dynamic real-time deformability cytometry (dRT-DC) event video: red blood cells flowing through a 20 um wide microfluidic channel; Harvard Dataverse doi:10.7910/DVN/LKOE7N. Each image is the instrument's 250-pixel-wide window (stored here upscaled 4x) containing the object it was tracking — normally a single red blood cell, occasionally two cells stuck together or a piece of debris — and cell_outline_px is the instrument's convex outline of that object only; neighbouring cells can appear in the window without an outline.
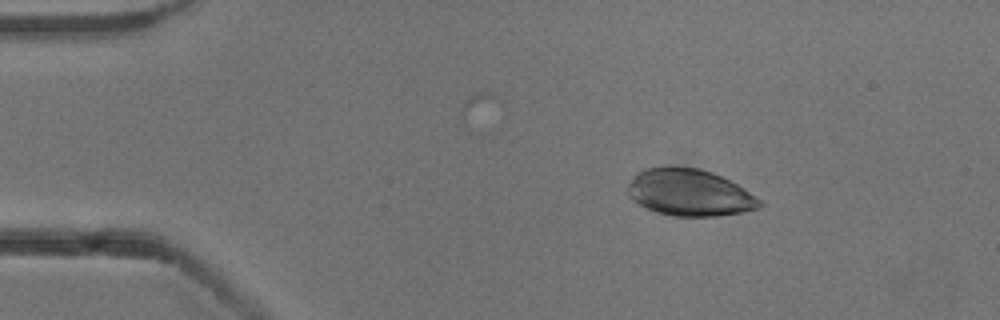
{"species": "common noctule bat (a hibernating species)", "species_latin": "Nyctalus noctula", "temperature_condition": "cold", "stored_images_in_passage": 5, "camera_frame_rate_fps": 3000, "um_per_image_px": 0.085, "animal": {"sex": "male", "body_mass_g": 13.3}, "frame": {"image": 1, "passage_image": 3, "time_ms": 2.0, "image_size_px": [1000, 320], "cell_outline_px": [[764, 204], [760, 208], [744, 212], [716, 216], [676, 216], [656, 212], [632, 200], [628, 196], [628, 184], [632, 176], [636, 172], [644, 168], [700, 168], [712, 172], [744, 188], [756, 196]], "centroid_in_image_um": [58.62, 16.39], "position_along_channel_um": 26.4, "area_um2": 35.72}}